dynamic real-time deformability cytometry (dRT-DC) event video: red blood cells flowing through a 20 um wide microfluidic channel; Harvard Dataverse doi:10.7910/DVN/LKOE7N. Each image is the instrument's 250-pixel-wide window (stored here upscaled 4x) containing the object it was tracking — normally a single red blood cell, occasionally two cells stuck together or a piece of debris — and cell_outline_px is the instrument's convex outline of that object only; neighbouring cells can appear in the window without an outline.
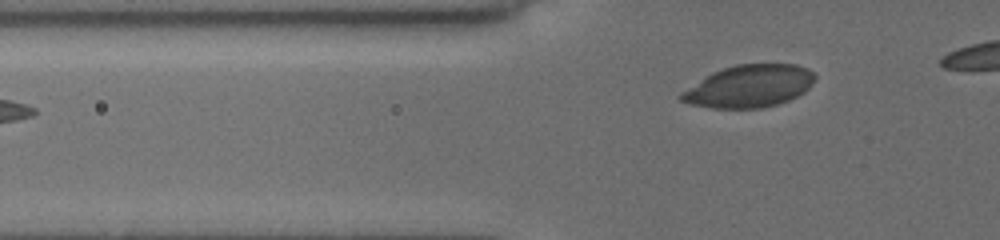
{"species": "common noctule bat (a hibernating species)", "species_latin": "Nyctalus noctula", "temperature_condition": "cold", "stored_images_in_passage": 32, "camera_frame_rate_fps": 3000, "um_per_image_px": 0.085, "animal": {"sex": "female", "body_mass_g": 19.5, "forearm_length_mm": 54.1}, "frame": {"image": 1, "passage_image": 3, "time_ms": 0.667, "image_size_px": [1000, 240], "cell_outline_px": [[816, 76], [812, 84], [804, 92], [788, 100], [776, 104], [760, 108], [712, 108], [688, 104], [680, 100], [680, 92], [712, 72], [736, 64], [796, 64], [808, 68]], "centroid_in_image_um": [63.67, 7.32], "position_along_channel_um": 62.1, "area_um2": 32.95}}
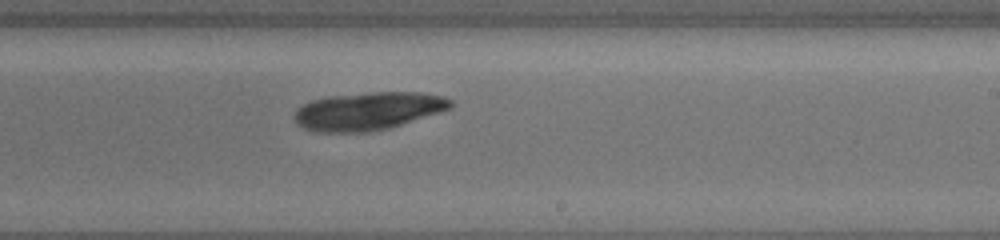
{"frame": {"image": 2, "passage_image": 19, "time_ms": 6.0, "image_size_px": [1000, 240], "cell_outline_px": [[452, 108], [388, 128], [368, 132], [312, 132], [296, 124], [292, 116], [296, 108], [312, 100], [328, 96], [372, 92], [420, 92], [444, 96], [452, 100]], "centroid_in_image_um": [31.24, 9.44], "position_along_channel_um": 257.8, "area_um2": 34.68}}
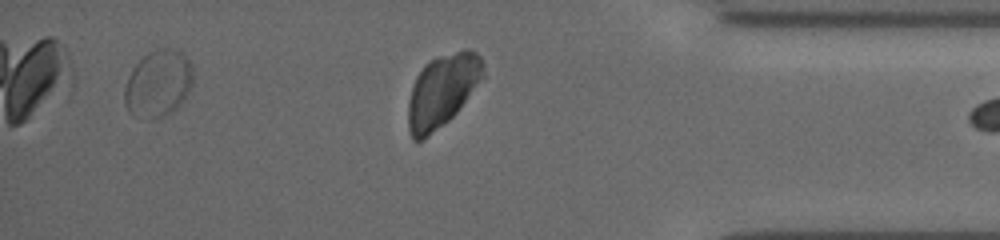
{"frame": {"image": 3, "passage_image": 31, "time_ms": 10.0, "image_size_px": [1000, 240], "cell_outline_px": [[484, 76], [456, 112], [448, 120], [424, 140], [412, 140], [408, 128], [408, 100], [416, 76], [424, 64], [440, 56], [464, 48], [472, 48], [480, 56]], "centroid_in_image_um": [37.57, 7.7], "position_along_channel_um": 397.6, "area_um2": 31.5}}